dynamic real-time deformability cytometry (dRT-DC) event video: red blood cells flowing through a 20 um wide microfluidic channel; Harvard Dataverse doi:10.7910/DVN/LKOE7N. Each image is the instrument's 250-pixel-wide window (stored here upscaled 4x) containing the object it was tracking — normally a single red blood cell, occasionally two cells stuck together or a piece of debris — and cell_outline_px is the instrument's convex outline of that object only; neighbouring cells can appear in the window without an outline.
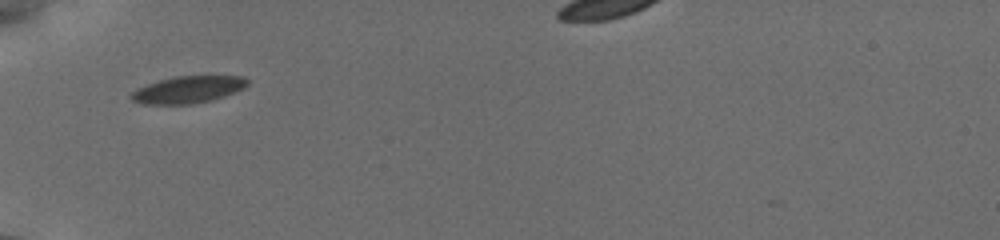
{"species": "common noctule bat (a hibernating species)", "species_latin": "Nyctalus noctula", "temperature_condition": "cold", "stored_images_in_passage": 5, "camera_frame_rate_fps": 3000, "um_per_image_px": 0.085, "animal": {"sex": "female", "body_mass_g": 19.5, "forearm_length_mm": 54.1}, "frame": {"image": 1, "passage_image": 1, "time_ms": 0.0, "image_size_px": [1000, 240], "cell_outline_px": [[248, 84], [244, 88], [224, 96], [212, 100], [192, 104], [144, 104], [132, 100], [128, 96], [136, 88], [160, 80], [176, 76], [244, 76], [248, 80]], "centroid_in_image_um": [15.97, 7.62], "position_along_channel_um": 69.0, "area_um2": 18.26}}
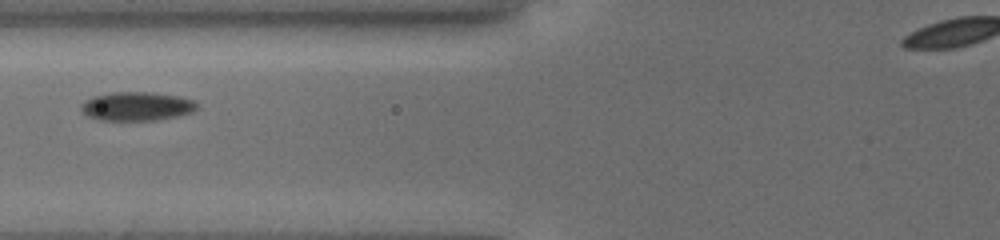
{"frame": {"image": 2, "passage_image": 3, "time_ms": 1.333, "image_size_px": [1000, 240], "cell_outline_px": [[196, 108], [192, 112], [176, 116], [156, 120], [100, 120], [88, 116], [80, 108], [80, 104], [84, 100], [92, 96], [112, 92], [152, 92], [176, 96], [192, 100], [196, 104]], "centroid_in_image_um": [11.56, 9.03], "position_along_channel_um": 114.2, "area_um2": 19.31}}
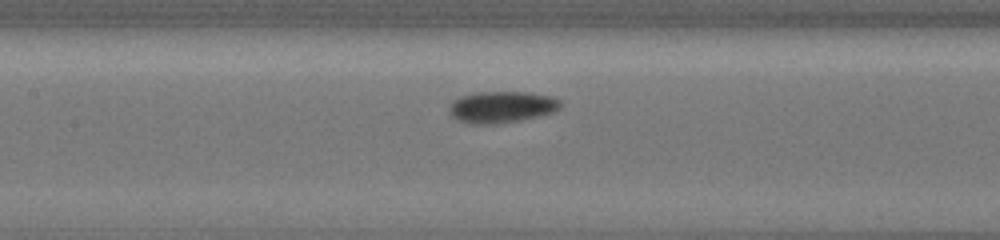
{"frame": {"image": 3, "passage_image": 5, "time_ms": 2.667, "image_size_px": [1000, 240], "cell_outline_px": [[560, 108], [552, 112], [520, 120], [496, 124], [468, 124], [456, 120], [448, 112], [448, 108], [452, 100], [460, 96], [476, 92], [528, 92], [552, 96], [560, 100]], "centroid_in_image_um": [42.57, 9.09], "position_along_channel_um": 164.8, "area_um2": 20.63}}